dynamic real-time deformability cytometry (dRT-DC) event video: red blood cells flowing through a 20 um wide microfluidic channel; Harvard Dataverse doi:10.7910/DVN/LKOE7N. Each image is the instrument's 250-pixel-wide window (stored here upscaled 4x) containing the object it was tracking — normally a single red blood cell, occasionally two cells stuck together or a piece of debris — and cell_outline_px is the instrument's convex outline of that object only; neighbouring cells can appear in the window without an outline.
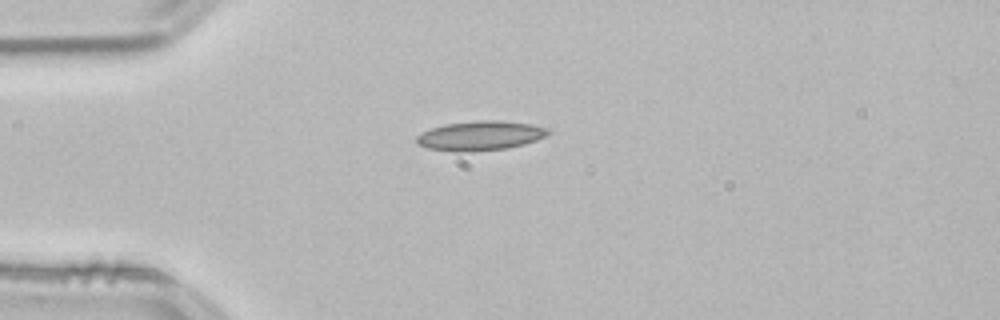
{"species": "common noctule bat (a hibernating species)", "species_latin": "Nyctalus noctula", "temperature_condition": "room temperature", "stored_images_in_passage": 40, "camera_frame_rate_fps": 3000, "um_per_image_px": 0.085, "animal": {"sex": "male", "body_mass_g": 21.5, "forearm_length_mm": 52.0}, "frame": {"image": 1, "passage_image": 1, "time_ms": 0.0, "image_size_px": [1000, 320], "cell_outline_px": [[552, 132], [548, 136], [524, 144], [508, 148], [472, 152], [456, 152], [428, 148], [416, 144], [416, 136], [432, 128], [444, 124], [484, 120], [500, 120], [528, 124], [548, 128]], "centroid_in_image_um": [40.84, 11.54], "position_along_channel_um": 44.2, "area_um2": 22.66}}
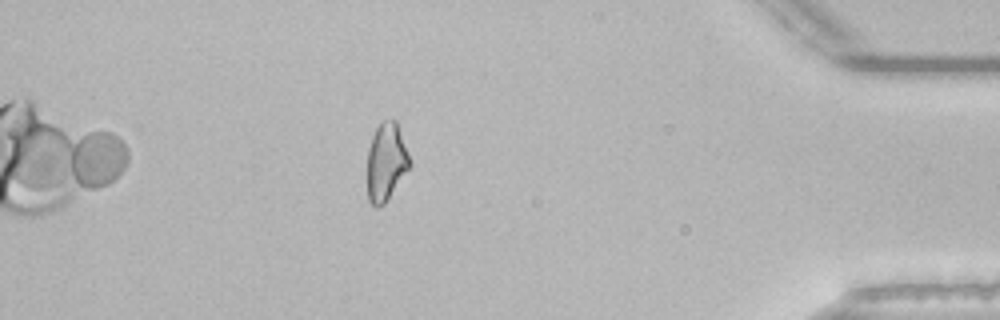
{"frame": {"image": 2, "passage_image": 34, "time_ms": 11.0, "image_size_px": [1000, 320], "cell_outline_px": [[412, 164], [384, 204], [376, 208], [368, 200], [368, 148], [372, 136], [376, 128], [384, 120], [396, 120]], "centroid_in_image_um": [32.82, 13.77], "position_along_channel_um": 402.4, "area_um2": 19.02}, "authors_computed_cell_mechanics": {"area_um2": 19.7965, "velocity_mm_per_s": 3.8371, "shape_relaxation_time_tau1_ms": null, "shape_relaxation_time_tau2_ms": 5.1992, "deformation_change_tau1": null, "deformation_change_tau2": 0.1354}}